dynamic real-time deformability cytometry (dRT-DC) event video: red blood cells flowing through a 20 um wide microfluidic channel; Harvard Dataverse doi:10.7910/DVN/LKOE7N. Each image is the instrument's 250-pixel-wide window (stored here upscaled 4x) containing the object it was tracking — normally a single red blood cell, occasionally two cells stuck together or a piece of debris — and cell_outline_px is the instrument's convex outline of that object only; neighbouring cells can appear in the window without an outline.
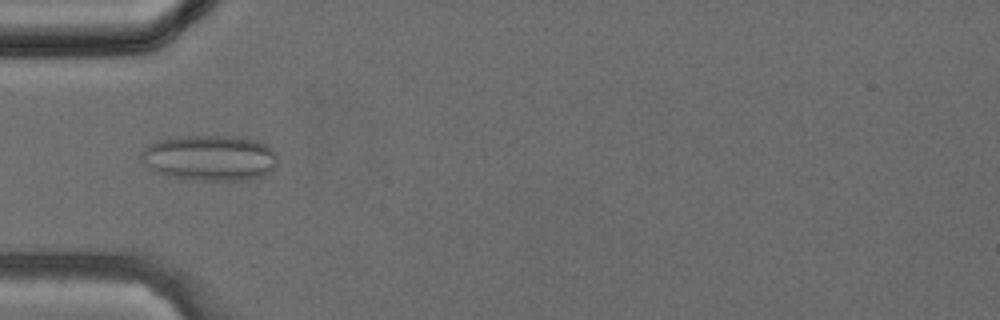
{"species": "common noctule bat (a hibernating species)", "species_latin": "Nyctalus noctula", "temperature_condition": "cold", "stored_images_in_passage": 32, "camera_frame_rate_fps": 3000, "um_per_image_px": 0.085, "animal": {"sex": "female", "body_mass_g": 24.6, "forearm_length_mm": 56.2}, "frame": {"image": 1, "passage_image": 5, "time_ms": 1.333, "image_size_px": [1000, 320], "cell_outline_px": [[276, 164], [272, 172], [264, 176], [240, 180], [188, 180], [168, 176], [156, 172], [140, 160], [140, 152], [148, 144], [160, 140], [188, 136], [232, 136], [256, 140], [268, 144], [276, 152]], "centroid_in_image_um": [17.85, 13.43], "position_along_channel_um": 67.1, "area_um2": 36.59}}